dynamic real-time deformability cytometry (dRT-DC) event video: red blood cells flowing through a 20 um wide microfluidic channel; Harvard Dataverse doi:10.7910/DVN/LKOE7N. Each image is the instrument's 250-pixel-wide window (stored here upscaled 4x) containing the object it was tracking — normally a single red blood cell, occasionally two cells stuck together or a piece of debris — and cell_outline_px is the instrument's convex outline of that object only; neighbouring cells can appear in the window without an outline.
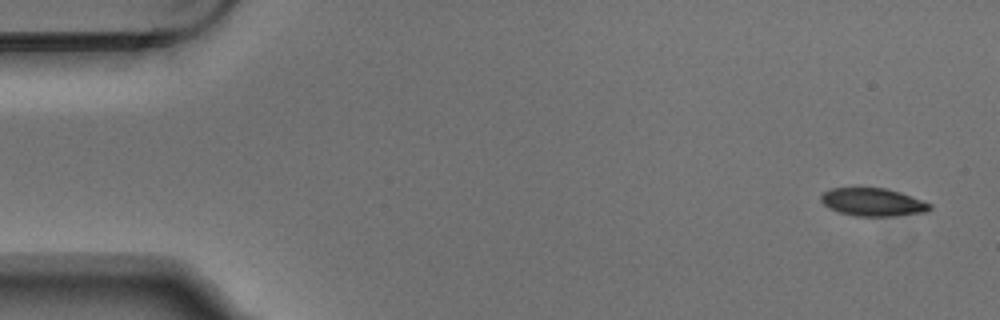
{"species": "Egyptian fruit bat (a non-hibernating species)", "species_latin": "Rousettus aegyptiacus", "temperature_condition": "warm", "stored_images_in_passage": 6, "camera_frame_rate_fps": 3000, "um_per_image_px": 0.085, "animal": {"sex": "male"}, "frame": {"image": 1, "passage_image": 1, "time_ms": 0.0, "image_size_px": [1000, 320], "cell_outline_px": [[932, 208], [928, 212], [896, 216], [856, 216], [840, 212], [828, 208], [820, 200], [820, 196], [824, 192], [832, 188], [884, 188], [900, 192], [932, 204]], "centroid_in_image_um": [74.21, 17.19], "position_along_channel_um": 10.8, "area_um2": 17.74}}
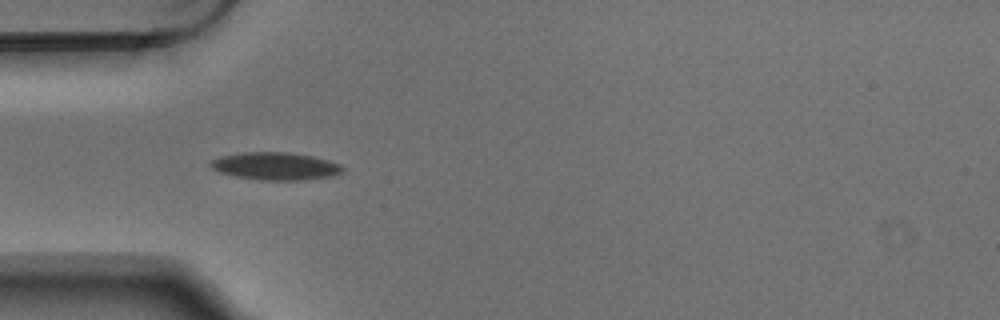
{"frame": {"image": 2, "passage_image": 5, "time_ms": 1.333, "image_size_px": [1000, 320], "cell_outline_px": [[344, 172], [332, 176], [304, 180], [260, 180], [236, 176], [220, 172], [212, 168], [208, 164], [212, 160], [220, 156], [244, 152], [288, 152], [312, 156], [328, 160], [340, 164], [344, 168]], "centroid_in_image_um": [23.43, 14.12], "position_along_channel_um": 61.6, "area_um2": 21.27}}
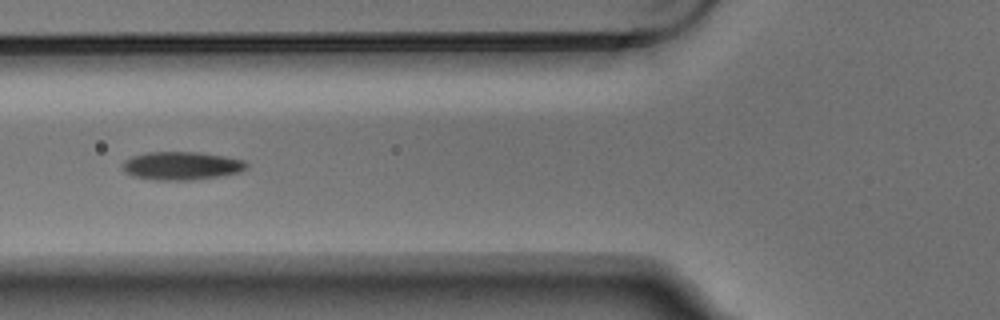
{"frame": {"image": 3, "passage_image": 6, "time_ms": 1.667, "image_size_px": [1000, 320], "cell_outline_px": [[248, 168], [240, 172], [192, 180], [156, 180], [132, 176], [124, 172], [124, 160], [132, 156], [148, 152], [200, 152], [224, 156], [244, 160], [248, 164]], "centroid_in_image_um": [15.44, 14.09], "position_along_channel_um": 110.4, "area_um2": 20.35}}